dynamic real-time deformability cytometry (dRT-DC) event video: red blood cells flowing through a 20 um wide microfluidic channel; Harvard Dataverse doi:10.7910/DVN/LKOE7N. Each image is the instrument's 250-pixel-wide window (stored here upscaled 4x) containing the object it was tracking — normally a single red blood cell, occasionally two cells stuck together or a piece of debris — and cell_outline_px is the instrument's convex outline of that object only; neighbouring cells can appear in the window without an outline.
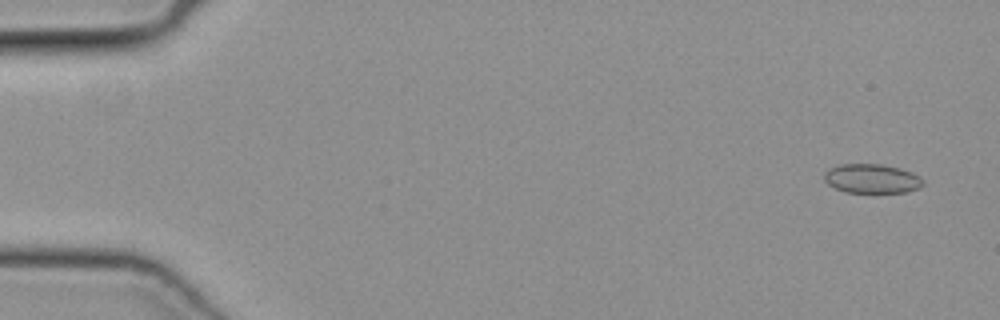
{"species": "common noctule bat (a hibernating species)", "species_latin": "Nyctalus noctula", "temperature_condition": "cold", "stored_images_in_passage": 16, "camera_frame_rate_fps": 3000, "um_per_image_px": 0.085, "animal": {"sex": "female", "body_mass_g": 19.3, "forearm_length_mm": 54.1}, "frame": {"image": 1, "passage_image": 3, "time_ms": 0.667, "image_size_px": [1000, 320], "cell_outline_px": [[924, 184], [920, 188], [908, 192], [844, 192], [828, 184], [824, 180], [824, 172], [828, 168], [840, 164], [880, 164], [900, 168], [912, 172], [920, 176], [924, 180]], "centroid_in_image_um": [74.12, 15.18], "position_along_channel_um": 10.9, "area_um2": 16.99}}
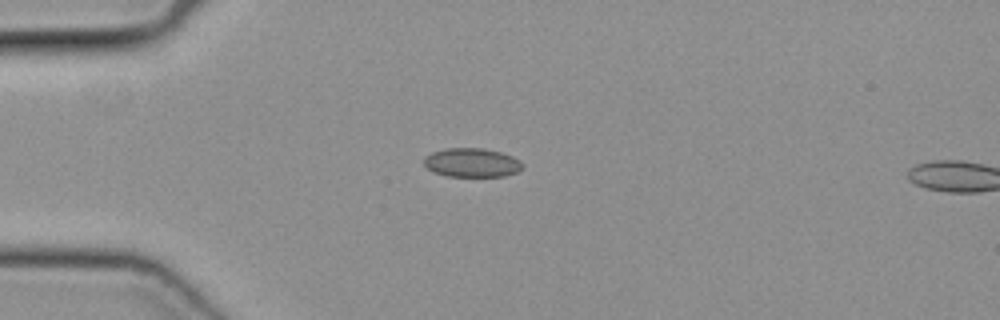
{"frame": {"image": 2, "passage_image": 14, "time_ms": 4.333, "image_size_px": [1000, 320], "cell_outline_px": [[524, 164], [516, 172], [504, 176], [448, 176], [432, 172], [424, 164], [424, 156], [432, 152], [448, 148], [484, 148], [500, 152], [512, 156], [520, 160]], "centroid_in_image_um": [40.09, 13.82], "position_along_channel_um": 44.9, "area_um2": 16.59}}